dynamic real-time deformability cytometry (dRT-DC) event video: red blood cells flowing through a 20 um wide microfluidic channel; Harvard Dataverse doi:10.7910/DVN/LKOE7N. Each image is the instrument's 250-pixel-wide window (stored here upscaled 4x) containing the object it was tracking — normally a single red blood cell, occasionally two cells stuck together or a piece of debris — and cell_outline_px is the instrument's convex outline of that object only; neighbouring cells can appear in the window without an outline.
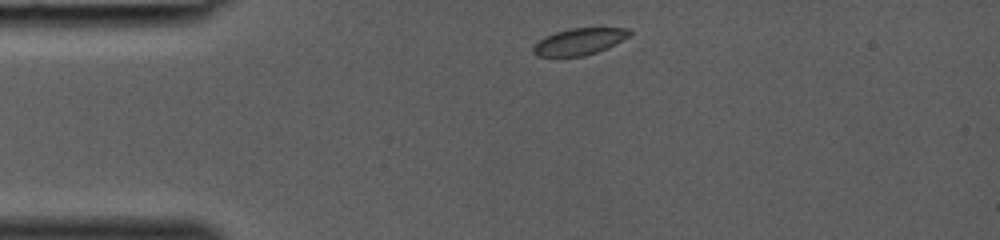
{"species": "common noctule bat (a hibernating species)", "species_latin": "Nyctalus noctula", "temperature_condition": "room temperature", "stored_images_in_passage": 8, "camera_frame_rate_fps": 3000, "um_per_image_px": 0.085, "animal": {"sex": "female", "body_mass_g": 19.0, "forearm_length_mm": 53.3}, "frame": {"image": 1, "passage_image": 1, "time_ms": 0.0, "image_size_px": [1000, 240], "cell_outline_px": [[632, 36], [608, 48], [584, 56], [536, 56], [532, 52], [532, 48], [544, 36], [556, 32], [572, 28], [628, 28], [632, 32]], "centroid_in_image_um": [49.29, 3.53], "position_along_channel_um": 35.7, "area_um2": 15.03}}
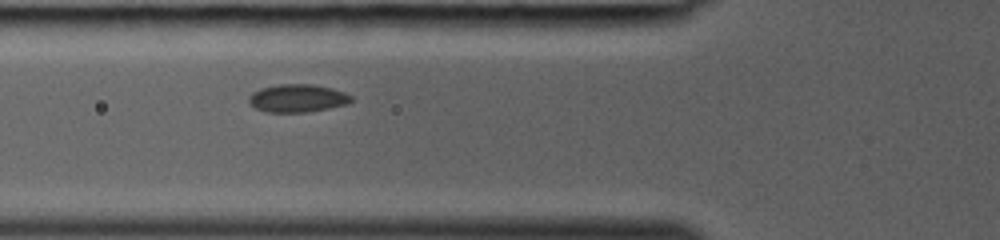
{"frame": {"image": 2, "passage_image": 4, "time_ms": 1.0, "image_size_px": [1000, 240], "cell_outline_px": [[352, 100], [348, 104], [328, 108], [304, 112], [264, 112], [256, 108], [248, 100], [248, 96], [252, 92], [260, 88], [280, 84], [312, 84], [332, 88], [344, 92], [352, 96]], "centroid_in_image_um": [25.28, 8.34], "position_along_channel_um": 100.5, "area_um2": 16.65}}
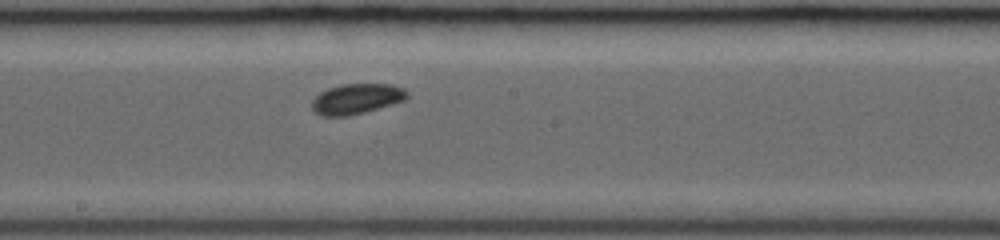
{"frame": {"image": 3, "passage_image": 8, "time_ms": 2.333, "image_size_px": [1000, 240], "cell_outline_px": [[408, 96], [404, 100], [392, 104], [364, 112], [348, 116], [320, 116], [312, 112], [312, 100], [320, 92], [328, 88], [344, 84], [388, 84], [404, 88], [408, 92]], "centroid_in_image_um": [30.27, 8.41], "position_along_channel_um": 217.9, "area_um2": 16.82}}